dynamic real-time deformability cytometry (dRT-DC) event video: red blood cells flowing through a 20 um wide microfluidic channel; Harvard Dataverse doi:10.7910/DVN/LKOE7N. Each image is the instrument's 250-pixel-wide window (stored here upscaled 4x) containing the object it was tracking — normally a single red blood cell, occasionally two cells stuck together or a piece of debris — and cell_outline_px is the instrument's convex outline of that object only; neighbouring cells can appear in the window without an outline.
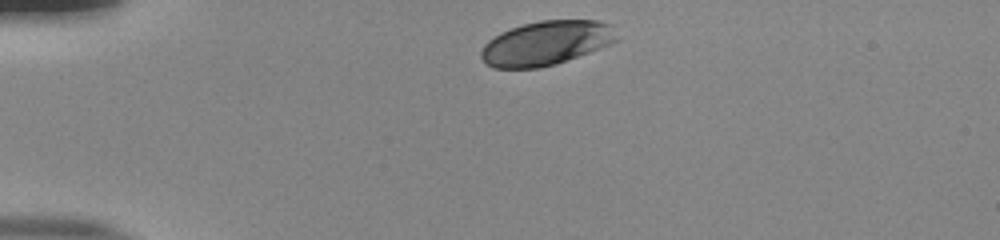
{"species": "human", "species_latin": "Homo sapiens", "temperature_condition": "room temperature", "stored_images_in_passage": 33, "camera_frame_rate_fps": 3000, "um_per_image_px": 0.085, "donor": {"sex": "male"}, "frame": {"image": 1, "passage_image": 1, "time_ms": 0.0, "image_size_px": [1000, 240], "cell_outline_px": [[616, 40], [612, 44], [552, 64], [536, 68], [496, 68], [488, 64], [480, 56], [480, 52], [484, 44], [488, 40], [500, 32], [524, 24], [540, 20], [596, 20], [612, 24], [616, 36]], "centroid_in_image_um": [46.41, 3.64], "position_along_channel_um": 38.6, "area_um2": 34.56}}
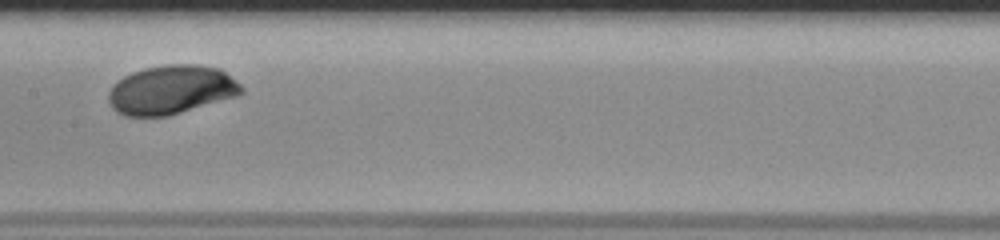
{"frame": {"image": 2, "passage_image": 17, "time_ms": 5.333, "image_size_px": [1000, 240], "cell_outline_px": [[244, 92], [236, 96], [168, 116], [124, 116], [116, 112], [112, 108], [108, 100], [108, 92], [112, 84], [124, 76], [132, 72], [144, 68], [164, 64], [196, 64], [220, 68], [240, 84], [244, 88]], "centroid_in_image_um": [14.53, 7.63], "position_along_channel_um": 192.9, "area_um2": 38.09}}
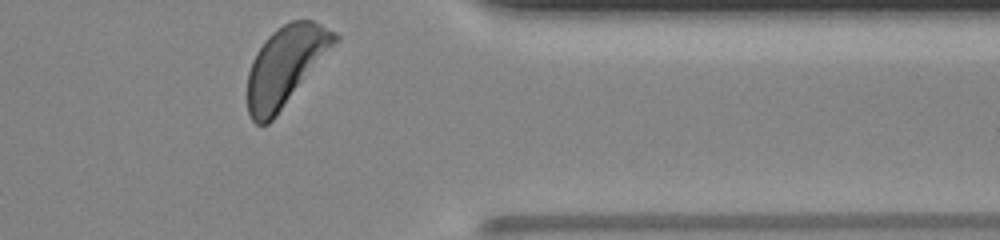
{"frame": {"image": 3, "passage_image": 33, "time_ms": 10.667, "image_size_px": [1000, 240], "cell_outline_px": [[340, 40], [276, 116], [268, 124], [256, 124], [252, 120], [248, 112], [248, 72], [252, 60], [256, 52], [264, 40], [276, 28], [292, 20], [312, 20], [336, 32], [340, 36]], "centroid_in_image_um": [24.29, 5.58], "position_along_channel_um": 387.1, "area_um2": 40.34}, "authors_computed_cell_mechanics": {"area_um2": 37.57, "velocity_mm_per_s": 3.8158, "shape_relaxation_time_tau1_ms": 2.7256, "shape_relaxation_time_tau2_ms": null, "deformation_change_tau1": 0.1511, "deformation_change_tau2": null}}